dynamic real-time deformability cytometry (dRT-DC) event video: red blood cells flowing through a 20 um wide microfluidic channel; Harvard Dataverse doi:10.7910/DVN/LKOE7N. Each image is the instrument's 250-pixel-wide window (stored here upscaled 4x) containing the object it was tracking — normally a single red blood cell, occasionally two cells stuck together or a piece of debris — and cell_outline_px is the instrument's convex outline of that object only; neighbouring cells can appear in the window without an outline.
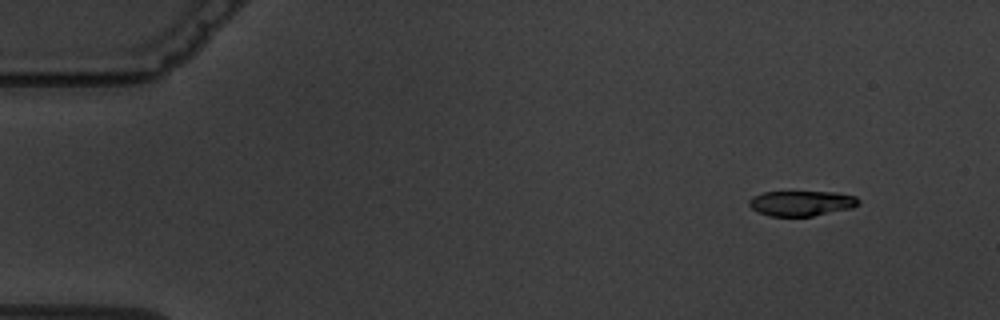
{"species": "common noctule bat (a hibernating species)", "species_latin": "Nyctalus noctula", "temperature_condition": "warm", "stored_images_in_passage": 4, "camera_frame_rate_fps": 3000, "um_per_image_px": 0.085, "animal": {"sex": "male", "body_mass_g": 19.5, "forearm_length_mm": 54.6}, "frame": {"image": 1, "passage_image": 1, "time_ms": 0.0, "image_size_px": [1000, 320], "cell_outline_px": [[860, 204], [852, 208], [812, 216], [768, 216], [752, 208], [748, 204], [748, 200], [752, 196], [764, 192], [836, 192], [856, 196], [860, 200]], "centroid_in_image_um": [68.14, 17.27], "position_along_channel_um": 16.9, "area_um2": 16.13}}